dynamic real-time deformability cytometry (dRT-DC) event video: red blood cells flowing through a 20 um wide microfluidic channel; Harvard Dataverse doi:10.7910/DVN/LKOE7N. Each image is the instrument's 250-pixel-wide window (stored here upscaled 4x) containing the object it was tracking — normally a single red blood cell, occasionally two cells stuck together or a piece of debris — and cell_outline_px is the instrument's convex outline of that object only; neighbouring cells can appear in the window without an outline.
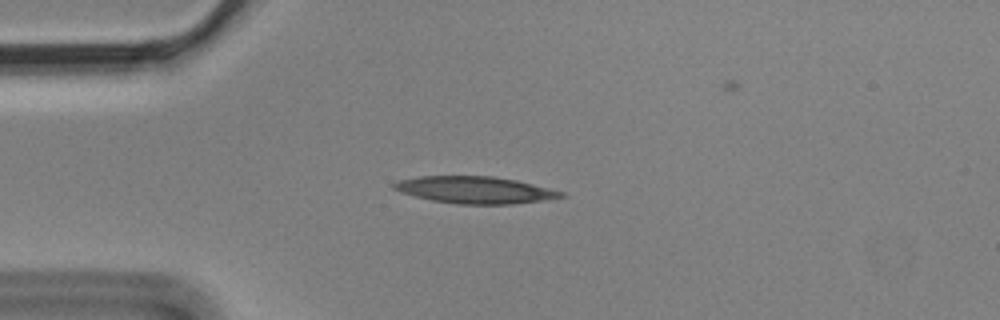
{"species": "Egyptian fruit bat (a non-hibernating species)", "species_latin": "Rousettus aegyptiacus", "temperature_condition": "cold", "stored_images_in_passage": 9, "camera_frame_rate_fps": 3000, "um_per_image_px": 0.085, "animal": {"sex": "male"}, "frame": {"image": 1, "passage_image": 2, "time_ms": 0.333, "image_size_px": [1000, 320], "cell_outline_px": [[564, 196], [544, 200], [512, 204], [456, 204], [432, 200], [400, 192], [392, 188], [392, 184], [400, 180], [420, 176], [492, 176], [516, 180], [564, 192]], "centroid_in_image_um": [40.35, 16.14], "position_along_channel_um": 44.7, "area_um2": 26.01}}
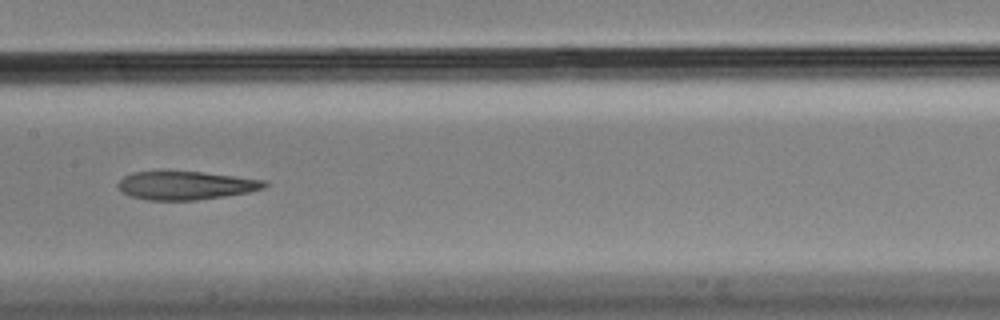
{"frame": {"image": 2, "passage_image": 6, "time_ms": 1.667, "image_size_px": [1000, 320], "cell_outline_px": [[268, 184], [264, 188], [248, 192], [224, 196], [196, 200], [148, 200], [132, 196], [124, 192], [116, 184], [124, 176], [132, 172], [204, 172], [268, 180]], "centroid_in_image_um": [15.84, 15.76], "position_along_channel_um": 191.6, "area_um2": 24.04}}
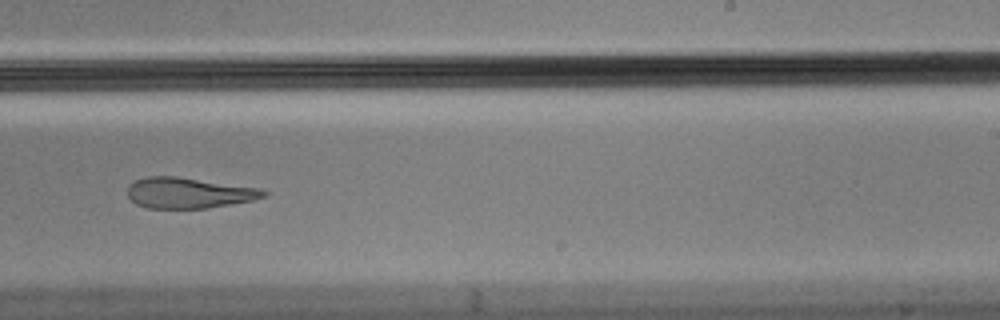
{"frame": {"image": 3, "passage_image": 8, "time_ms": 2.333, "image_size_px": [1000, 320], "cell_outline_px": [[268, 196], [252, 200], [208, 208], [148, 208], [136, 204], [128, 196], [128, 188], [136, 180], [148, 176], [176, 176], [260, 188], [268, 192]], "centroid_in_image_um": [16.07, 16.39], "position_along_channel_um": 272.9, "area_um2": 24.22}}